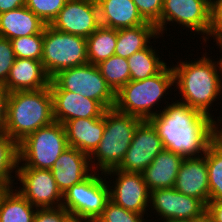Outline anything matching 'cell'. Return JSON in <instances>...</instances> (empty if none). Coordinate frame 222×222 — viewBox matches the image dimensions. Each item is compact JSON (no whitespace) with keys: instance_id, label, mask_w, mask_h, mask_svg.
<instances>
[{"instance_id":"39","label":"cell","mask_w":222,"mask_h":222,"mask_svg":"<svg viewBox=\"0 0 222 222\" xmlns=\"http://www.w3.org/2000/svg\"><path fill=\"white\" fill-rule=\"evenodd\" d=\"M206 211L214 222H222V200L209 201L206 205Z\"/></svg>"},{"instance_id":"25","label":"cell","mask_w":222,"mask_h":222,"mask_svg":"<svg viewBox=\"0 0 222 222\" xmlns=\"http://www.w3.org/2000/svg\"><path fill=\"white\" fill-rule=\"evenodd\" d=\"M15 187L7 188L0 197V222H34L38 208Z\"/></svg>"},{"instance_id":"24","label":"cell","mask_w":222,"mask_h":222,"mask_svg":"<svg viewBox=\"0 0 222 222\" xmlns=\"http://www.w3.org/2000/svg\"><path fill=\"white\" fill-rule=\"evenodd\" d=\"M161 38L154 24L144 23L132 28H122L117 30V45L115 55L128 58L135 52L145 49L151 39Z\"/></svg>"},{"instance_id":"26","label":"cell","mask_w":222,"mask_h":222,"mask_svg":"<svg viewBox=\"0 0 222 222\" xmlns=\"http://www.w3.org/2000/svg\"><path fill=\"white\" fill-rule=\"evenodd\" d=\"M148 45L145 49L135 52L128 57L130 80L140 81L158 74L167 63L159 56L158 49L153 45ZM158 51V52H157Z\"/></svg>"},{"instance_id":"16","label":"cell","mask_w":222,"mask_h":222,"mask_svg":"<svg viewBox=\"0 0 222 222\" xmlns=\"http://www.w3.org/2000/svg\"><path fill=\"white\" fill-rule=\"evenodd\" d=\"M49 88L53 98V116L56 122L78 118H97L107 110L99 101L74 92L62 90L52 79Z\"/></svg>"},{"instance_id":"14","label":"cell","mask_w":222,"mask_h":222,"mask_svg":"<svg viewBox=\"0 0 222 222\" xmlns=\"http://www.w3.org/2000/svg\"><path fill=\"white\" fill-rule=\"evenodd\" d=\"M50 26L60 32L89 37L100 27L97 1L67 0Z\"/></svg>"},{"instance_id":"27","label":"cell","mask_w":222,"mask_h":222,"mask_svg":"<svg viewBox=\"0 0 222 222\" xmlns=\"http://www.w3.org/2000/svg\"><path fill=\"white\" fill-rule=\"evenodd\" d=\"M86 40L88 63L98 65L115 54L117 30L100 26Z\"/></svg>"},{"instance_id":"13","label":"cell","mask_w":222,"mask_h":222,"mask_svg":"<svg viewBox=\"0 0 222 222\" xmlns=\"http://www.w3.org/2000/svg\"><path fill=\"white\" fill-rule=\"evenodd\" d=\"M163 149L155 127L149 120H143L136 127L132 142L116 169L142 173Z\"/></svg>"},{"instance_id":"36","label":"cell","mask_w":222,"mask_h":222,"mask_svg":"<svg viewBox=\"0 0 222 222\" xmlns=\"http://www.w3.org/2000/svg\"><path fill=\"white\" fill-rule=\"evenodd\" d=\"M210 37H212L213 40L222 37V0H210L208 41Z\"/></svg>"},{"instance_id":"18","label":"cell","mask_w":222,"mask_h":222,"mask_svg":"<svg viewBox=\"0 0 222 222\" xmlns=\"http://www.w3.org/2000/svg\"><path fill=\"white\" fill-rule=\"evenodd\" d=\"M174 188L187 196L209 202V182L205 154L185 158L176 177Z\"/></svg>"},{"instance_id":"30","label":"cell","mask_w":222,"mask_h":222,"mask_svg":"<svg viewBox=\"0 0 222 222\" xmlns=\"http://www.w3.org/2000/svg\"><path fill=\"white\" fill-rule=\"evenodd\" d=\"M97 67L115 93L130 81L129 64L126 58L114 54L99 63Z\"/></svg>"},{"instance_id":"38","label":"cell","mask_w":222,"mask_h":222,"mask_svg":"<svg viewBox=\"0 0 222 222\" xmlns=\"http://www.w3.org/2000/svg\"><path fill=\"white\" fill-rule=\"evenodd\" d=\"M9 92L0 85V133L4 132L7 120V101Z\"/></svg>"},{"instance_id":"35","label":"cell","mask_w":222,"mask_h":222,"mask_svg":"<svg viewBox=\"0 0 222 222\" xmlns=\"http://www.w3.org/2000/svg\"><path fill=\"white\" fill-rule=\"evenodd\" d=\"M142 18L156 25L160 21L163 0H133Z\"/></svg>"},{"instance_id":"11","label":"cell","mask_w":222,"mask_h":222,"mask_svg":"<svg viewBox=\"0 0 222 222\" xmlns=\"http://www.w3.org/2000/svg\"><path fill=\"white\" fill-rule=\"evenodd\" d=\"M103 174L106 177L110 176L107 182L110 189L111 201L126 210L146 214L147 218L149 217L150 191L142 173L125 172L113 168ZM111 178H115V181L112 179V183Z\"/></svg>"},{"instance_id":"3","label":"cell","mask_w":222,"mask_h":222,"mask_svg":"<svg viewBox=\"0 0 222 222\" xmlns=\"http://www.w3.org/2000/svg\"><path fill=\"white\" fill-rule=\"evenodd\" d=\"M54 121L53 98L49 86L35 91L9 93L4 132L17 144Z\"/></svg>"},{"instance_id":"40","label":"cell","mask_w":222,"mask_h":222,"mask_svg":"<svg viewBox=\"0 0 222 222\" xmlns=\"http://www.w3.org/2000/svg\"><path fill=\"white\" fill-rule=\"evenodd\" d=\"M26 0H0V14L25 6Z\"/></svg>"},{"instance_id":"22","label":"cell","mask_w":222,"mask_h":222,"mask_svg":"<svg viewBox=\"0 0 222 222\" xmlns=\"http://www.w3.org/2000/svg\"><path fill=\"white\" fill-rule=\"evenodd\" d=\"M99 8L100 26L122 29L132 28L146 22L133 0H96Z\"/></svg>"},{"instance_id":"23","label":"cell","mask_w":222,"mask_h":222,"mask_svg":"<svg viewBox=\"0 0 222 222\" xmlns=\"http://www.w3.org/2000/svg\"><path fill=\"white\" fill-rule=\"evenodd\" d=\"M47 24L26 6L0 14V37L9 40L43 34Z\"/></svg>"},{"instance_id":"10","label":"cell","mask_w":222,"mask_h":222,"mask_svg":"<svg viewBox=\"0 0 222 222\" xmlns=\"http://www.w3.org/2000/svg\"><path fill=\"white\" fill-rule=\"evenodd\" d=\"M173 23L183 27V30L195 31L194 36L199 34L203 42H208L210 0H163L160 21L155 25L158 34L164 37L167 24L173 26Z\"/></svg>"},{"instance_id":"21","label":"cell","mask_w":222,"mask_h":222,"mask_svg":"<svg viewBox=\"0 0 222 222\" xmlns=\"http://www.w3.org/2000/svg\"><path fill=\"white\" fill-rule=\"evenodd\" d=\"M184 159L177 153L163 149L142 172L149 191L173 188Z\"/></svg>"},{"instance_id":"7","label":"cell","mask_w":222,"mask_h":222,"mask_svg":"<svg viewBox=\"0 0 222 222\" xmlns=\"http://www.w3.org/2000/svg\"><path fill=\"white\" fill-rule=\"evenodd\" d=\"M41 62L50 78L63 69L87 64L86 38L60 32L46 25Z\"/></svg>"},{"instance_id":"45","label":"cell","mask_w":222,"mask_h":222,"mask_svg":"<svg viewBox=\"0 0 222 222\" xmlns=\"http://www.w3.org/2000/svg\"><path fill=\"white\" fill-rule=\"evenodd\" d=\"M162 221L163 222H192V220H172V219H165V220H162Z\"/></svg>"},{"instance_id":"19","label":"cell","mask_w":222,"mask_h":222,"mask_svg":"<svg viewBox=\"0 0 222 222\" xmlns=\"http://www.w3.org/2000/svg\"><path fill=\"white\" fill-rule=\"evenodd\" d=\"M50 80L51 78L46 74L41 61L16 58L3 87L9 93L35 91L48 87Z\"/></svg>"},{"instance_id":"28","label":"cell","mask_w":222,"mask_h":222,"mask_svg":"<svg viewBox=\"0 0 222 222\" xmlns=\"http://www.w3.org/2000/svg\"><path fill=\"white\" fill-rule=\"evenodd\" d=\"M18 162V144L5 132L0 133V185L14 187Z\"/></svg>"},{"instance_id":"4","label":"cell","mask_w":222,"mask_h":222,"mask_svg":"<svg viewBox=\"0 0 222 222\" xmlns=\"http://www.w3.org/2000/svg\"><path fill=\"white\" fill-rule=\"evenodd\" d=\"M171 86H174V73L171 65H166L152 77L140 81L130 80L116 93L114 108L121 113L140 118L142 121L150 120L162 110L159 104L161 101L165 100V106L169 103L166 98L170 97L165 96L169 95L168 92L173 88ZM155 106L160 107L157 110Z\"/></svg>"},{"instance_id":"31","label":"cell","mask_w":222,"mask_h":222,"mask_svg":"<svg viewBox=\"0 0 222 222\" xmlns=\"http://www.w3.org/2000/svg\"><path fill=\"white\" fill-rule=\"evenodd\" d=\"M16 58L41 61L43 51V34H34L10 40Z\"/></svg>"},{"instance_id":"29","label":"cell","mask_w":222,"mask_h":222,"mask_svg":"<svg viewBox=\"0 0 222 222\" xmlns=\"http://www.w3.org/2000/svg\"><path fill=\"white\" fill-rule=\"evenodd\" d=\"M208 182L209 201L222 200V144L215 139L205 153Z\"/></svg>"},{"instance_id":"47","label":"cell","mask_w":222,"mask_h":222,"mask_svg":"<svg viewBox=\"0 0 222 222\" xmlns=\"http://www.w3.org/2000/svg\"><path fill=\"white\" fill-rule=\"evenodd\" d=\"M215 42H222V37H220V38H218V39H216V40H214Z\"/></svg>"},{"instance_id":"46","label":"cell","mask_w":222,"mask_h":222,"mask_svg":"<svg viewBox=\"0 0 222 222\" xmlns=\"http://www.w3.org/2000/svg\"><path fill=\"white\" fill-rule=\"evenodd\" d=\"M7 188H8L7 186L0 185V197L2 196V194L4 193V191H5Z\"/></svg>"},{"instance_id":"2","label":"cell","mask_w":222,"mask_h":222,"mask_svg":"<svg viewBox=\"0 0 222 222\" xmlns=\"http://www.w3.org/2000/svg\"><path fill=\"white\" fill-rule=\"evenodd\" d=\"M205 53L198 60L185 62L180 59V62L176 61L177 64L171 66L175 84L173 89L175 92L179 91L176 92L181 96L178 101L215 118L222 125V117L216 119L212 115L215 111L213 102L222 97V68L219 58L214 61L207 52Z\"/></svg>"},{"instance_id":"5","label":"cell","mask_w":222,"mask_h":222,"mask_svg":"<svg viewBox=\"0 0 222 222\" xmlns=\"http://www.w3.org/2000/svg\"><path fill=\"white\" fill-rule=\"evenodd\" d=\"M104 120L105 128L102 139L89 156L93 171L97 170L101 173L120 165L132 142L134 131L142 121L140 118L121 113L115 108L107 109L104 112Z\"/></svg>"},{"instance_id":"33","label":"cell","mask_w":222,"mask_h":222,"mask_svg":"<svg viewBox=\"0 0 222 222\" xmlns=\"http://www.w3.org/2000/svg\"><path fill=\"white\" fill-rule=\"evenodd\" d=\"M67 0H26L25 6L44 23L50 25Z\"/></svg>"},{"instance_id":"44","label":"cell","mask_w":222,"mask_h":222,"mask_svg":"<svg viewBox=\"0 0 222 222\" xmlns=\"http://www.w3.org/2000/svg\"><path fill=\"white\" fill-rule=\"evenodd\" d=\"M214 44H216L215 47L217 46V49L219 47V50L221 51L220 53H222V42H216ZM219 60H220L221 68H222V55L221 57L219 56Z\"/></svg>"},{"instance_id":"20","label":"cell","mask_w":222,"mask_h":222,"mask_svg":"<svg viewBox=\"0 0 222 222\" xmlns=\"http://www.w3.org/2000/svg\"><path fill=\"white\" fill-rule=\"evenodd\" d=\"M69 147L76 148L89 156L98 147L102 139L105 120L104 115L97 118H78L64 124Z\"/></svg>"},{"instance_id":"43","label":"cell","mask_w":222,"mask_h":222,"mask_svg":"<svg viewBox=\"0 0 222 222\" xmlns=\"http://www.w3.org/2000/svg\"><path fill=\"white\" fill-rule=\"evenodd\" d=\"M216 139L222 144V125L217 130Z\"/></svg>"},{"instance_id":"12","label":"cell","mask_w":222,"mask_h":222,"mask_svg":"<svg viewBox=\"0 0 222 222\" xmlns=\"http://www.w3.org/2000/svg\"><path fill=\"white\" fill-rule=\"evenodd\" d=\"M16 189L36 208H56L62 205L63 194L49 169L17 168Z\"/></svg>"},{"instance_id":"32","label":"cell","mask_w":222,"mask_h":222,"mask_svg":"<svg viewBox=\"0 0 222 222\" xmlns=\"http://www.w3.org/2000/svg\"><path fill=\"white\" fill-rule=\"evenodd\" d=\"M144 216L146 217L145 214L126 210L109 200L95 222H148V219Z\"/></svg>"},{"instance_id":"17","label":"cell","mask_w":222,"mask_h":222,"mask_svg":"<svg viewBox=\"0 0 222 222\" xmlns=\"http://www.w3.org/2000/svg\"><path fill=\"white\" fill-rule=\"evenodd\" d=\"M51 172L63 194L73 185L88 178L94 171L88 154L68 146L54 162Z\"/></svg>"},{"instance_id":"15","label":"cell","mask_w":222,"mask_h":222,"mask_svg":"<svg viewBox=\"0 0 222 222\" xmlns=\"http://www.w3.org/2000/svg\"><path fill=\"white\" fill-rule=\"evenodd\" d=\"M150 213L160 216L158 219L193 220L200 217L206 206L199 200L178 192L173 188L156 189L150 192Z\"/></svg>"},{"instance_id":"6","label":"cell","mask_w":222,"mask_h":222,"mask_svg":"<svg viewBox=\"0 0 222 222\" xmlns=\"http://www.w3.org/2000/svg\"><path fill=\"white\" fill-rule=\"evenodd\" d=\"M67 147L64 125L54 121L31 133L18 144L17 168L51 170L54 162Z\"/></svg>"},{"instance_id":"34","label":"cell","mask_w":222,"mask_h":222,"mask_svg":"<svg viewBox=\"0 0 222 222\" xmlns=\"http://www.w3.org/2000/svg\"><path fill=\"white\" fill-rule=\"evenodd\" d=\"M15 60L16 56L10 40L0 37V85H5L9 71Z\"/></svg>"},{"instance_id":"9","label":"cell","mask_w":222,"mask_h":222,"mask_svg":"<svg viewBox=\"0 0 222 222\" xmlns=\"http://www.w3.org/2000/svg\"><path fill=\"white\" fill-rule=\"evenodd\" d=\"M62 90L99 101L106 109L114 108L116 93L107 84L97 65L66 68L51 78Z\"/></svg>"},{"instance_id":"1","label":"cell","mask_w":222,"mask_h":222,"mask_svg":"<svg viewBox=\"0 0 222 222\" xmlns=\"http://www.w3.org/2000/svg\"><path fill=\"white\" fill-rule=\"evenodd\" d=\"M149 121L157 130L164 149L184 158L199 157L216 139L219 123L198 109L174 98Z\"/></svg>"},{"instance_id":"41","label":"cell","mask_w":222,"mask_h":222,"mask_svg":"<svg viewBox=\"0 0 222 222\" xmlns=\"http://www.w3.org/2000/svg\"><path fill=\"white\" fill-rule=\"evenodd\" d=\"M192 222H214L212 217L205 211L200 217L193 219Z\"/></svg>"},{"instance_id":"37","label":"cell","mask_w":222,"mask_h":222,"mask_svg":"<svg viewBox=\"0 0 222 222\" xmlns=\"http://www.w3.org/2000/svg\"><path fill=\"white\" fill-rule=\"evenodd\" d=\"M71 214L62 206L56 208H38L34 222H66Z\"/></svg>"},{"instance_id":"42","label":"cell","mask_w":222,"mask_h":222,"mask_svg":"<svg viewBox=\"0 0 222 222\" xmlns=\"http://www.w3.org/2000/svg\"><path fill=\"white\" fill-rule=\"evenodd\" d=\"M66 222H95L91 219H87V218H81V217H75V216H70Z\"/></svg>"},{"instance_id":"8","label":"cell","mask_w":222,"mask_h":222,"mask_svg":"<svg viewBox=\"0 0 222 222\" xmlns=\"http://www.w3.org/2000/svg\"><path fill=\"white\" fill-rule=\"evenodd\" d=\"M99 173L94 171L81 183L73 185L63 193L61 206L71 216L95 221L102 214L110 200V189L106 180L109 177L104 178V174Z\"/></svg>"}]
</instances>
